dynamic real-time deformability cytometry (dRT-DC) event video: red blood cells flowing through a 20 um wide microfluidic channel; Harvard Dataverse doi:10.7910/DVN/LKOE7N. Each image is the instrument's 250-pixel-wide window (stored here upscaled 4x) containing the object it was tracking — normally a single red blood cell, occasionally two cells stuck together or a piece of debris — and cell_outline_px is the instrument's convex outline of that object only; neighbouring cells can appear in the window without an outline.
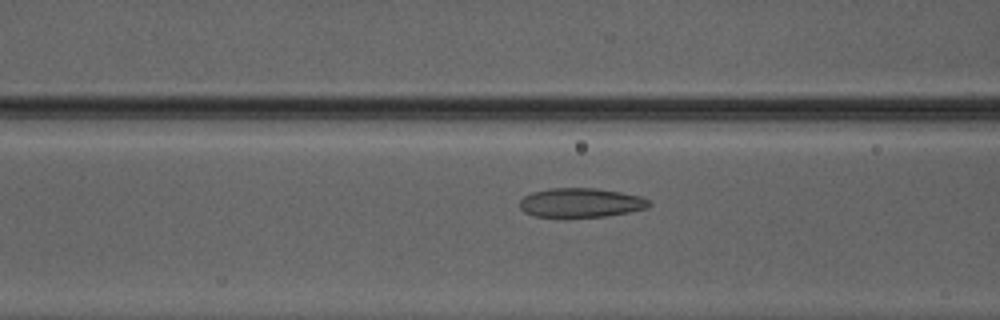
{"species": "Egyptian fruit bat (a non-hibernating species)", "species_latin": "Rousettus aegyptiacus", "temperature_condition": "warm", "stored_images_in_passage": 36, "camera_frame_rate_fps": 3000, "um_per_image_px": 0.085, "animal": {"sex": "male"}, "frame": {"image": 1, "passage_image": 13, "time_ms": 4.0, "image_size_px": [1000, 320], "cell_outline_px": [[652, 204], [648, 208], [628, 212], [604, 216], [536, 216], [524, 212], [520, 208], [520, 200], [524, 196], [532, 192], [548, 188], [592, 188], [620, 192], [640, 196], [648, 200]], "centroid_in_image_um": [49.36, 17.21], "position_along_channel_um": 117.2, "area_um2": 21.73}}
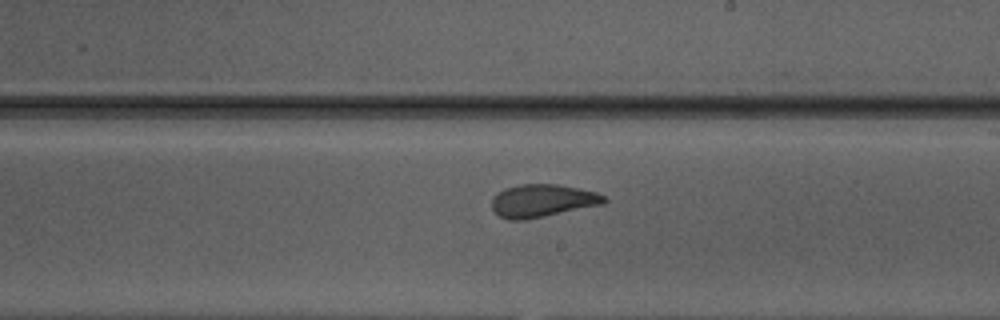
{"frame": {"image": 2, "passage_image": 22, "time_ms": 7.0, "image_size_px": [1000, 320], "cell_outline_px": [[608, 200], [604, 204], [524, 220], [508, 220], [500, 216], [492, 208], [492, 196], [496, 192], [504, 188], [520, 184], [556, 184], [596, 192], [604, 196]], "centroid_in_image_um": [46.07, 17.05], "position_along_channel_um": 242.9, "area_um2": 21.44}}
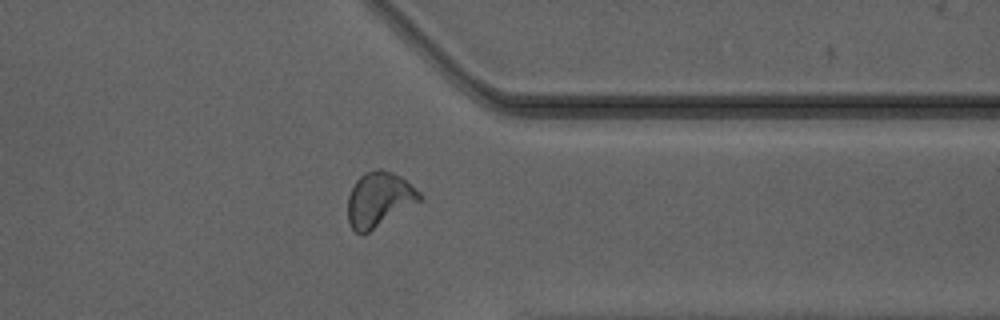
{"frame": {"image": 3, "passage_image": 32, "time_ms": 10.333, "image_size_px": [1000, 320], "cell_outline_px": [[424, 196], [420, 200], [368, 232], [356, 232], [348, 224], [348, 196], [356, 180], [364, 172], [376, 168], [380, 168], [392, 172], [400, 176], [420, 192]], "centroid_in_image_um": [32.2, 16.91], "position_along_channel_um": 379.2, "area_um2": 22.54}}